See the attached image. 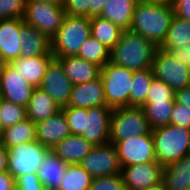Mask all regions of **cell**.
<instances>
[{
  "instance_id": "obj_30",
  "label": "cell",
  "mask_w": 190,
  "mask_h": 190,
  "mask_svg": "<svg viewBox=\"0 0 190 190\" xmlns=\"http://www.w3.org/2000/svg\"><path fill=\"white\" fill-rule=\"evenodd\" d=\"M174 104L175 101L145 102L142 109L151 130L170 125V118Z\"/></svg>"
},
{
  "instance_id": "obj_7",
  "label": "cell",
  "mask_w": 190,
  "mask_h": 190,
  "mask_svg": "<svg viewBox=\"0 0 190 190\" xmlns=\"http://www.w3.org/2000/svg\"><path fill=\"white\" fill-rule=\"evenodd\" d=\"M134 71L107 62L101 68L106 105L111 108L130 106V90Z\"/></svg>"
},
{
  "instance_id": "obj_29",
  "label": "cell",
  "mask_w": 190,
  "mask_h": 190,
  "mask_svg": "<svg viewBox=\"0 0 190 190\" xmlns=\"http://www.w3.org/2000/svg\"><path fill=\"white\" fill-rule=\"evenodd\" d=\"M179 47H190V21L174 15L165 40L159 48L170 52Z\"/></svg>"
},
{
  "instance_id": "obj_41",
  "label": "cell",
  "mask_w": 190,
  "mask_h": 190,
  "mask_svg": "<svg viewBox=\"0 0 190 190\" xmlns=\"http://www.w3.org/2000/svg\"><path fill=\"white\" fill-rule=\"evenodd\" d=\"M171 4L176 16L190 21V0H172Z\"/></svg>"
},
{
  "instance_id": "obj_39",
  "label": "cell",
  "mask_w": 190,
  "mask_h": 190,
  "mask_svg": "<svg viewBox=\"0 0 190 190\" xmlns=\"http://www.w3.org/2000/svg\"><path fill=\"white\" fill-rule=\"evenodd\" d=\"M16 190H45L37 173H29L15 179Z\"/></svg>"
},
{
  "instance_id": "obj_12",
  "label": "cell",
  "mask_w": 190,
  "mask_h": 190,
  "mask_svg": "<svg viewBox=\"0 0 190 190\" xmlns=\"http://www.w3.org/2000/svg\"><path fill=\"white\" fill-rule=\"evenodd\" d=\"M121 167L141 163L157 162L154 152L152 132L147 135L134 136L115 144Z\"/></svg>"
},
{
  "instance_id": "obj_48",
  "label": "cell",
  "mask_w": 190,
  "mask_h": 190,
  "mask_svg": "<svg viewBox=\"0 0 190 190\" xmlns=\"http://www.w3.org/2000/svg\"><path fill=\"white\" fill-rule=\"evenodd\" d=\"M143 190H165V186H164V183L161 182V183H159L157 185L145 188Z\"/></svg>"
},
{
  "instance_id": "obj_17",
  "label": "cell",
  "mask_w": 190,
  "mask_h": 190,
  "mask_svg": "<svg viewBox=\"0 0 190 190\" xmlns=\"http://www.w3.org/2000/svg\"><path fill=\"white\" fill-rule=\"evenodd\" d=\"M24 24L22 18L0 20V52L7 64L20 57V32Z\"/></svg>"
},
{
  "instance_id": "obj_33",
  "label": "cell",
  "mask_w": 190,
  "mask_h": 190,
  "mask_svg": "<svg viewBox=\"0 0 190 190\" xmlns=\"http://www.w3.org/2000/svg\"><path fill=\"white\" fill-rule=\"evenodd\" d=\"M77 56L102 68L110 61V50L90 36L81 45Z\"/></svg>"
},
{
  "instance_id": "obj_18",
  "label": "cell",
  "mask_w": 190,
  "mask_h": 190,
  "mask_svg": "<svg viewBox=\"0 0 190 190\" xmlns=\"http://www.w3.org/2000/svg\"><path fill=\"white\" fill-rule=\"evenodd\" d=\"M96 106H107L103 82L100 77L87 83L73 85L66 107L88 109Z\"/></svg>"
},
{
  "instance_id": "obj_27",
  "label": "cell",
  "mask_w": 190,
  "mask_h": 190,
  "mask_svg": "<svg viewBox=\"0 0 190 190\" xmlns=\"http://www.w3.org/2000/svg\"><path fill=\"white\" fill-rule=\"evenodd\" d=\"M36 140V123L25 119L2 130L0 141L7 148Z\"/></svg>"
},
{
  "instance_id": "obj_36",
  "label": "cell",
  "mask_w": 190,
  "mask_h": 190,
  "mask_svg": "<svg viewBox=\"0 0 190 190\" xmlns=\"http://www.w3.org/2000/svg\"><path fill=\"white\" fill-rule=\"evenodd\" d=\"M26 0H0V20L22 18L25 14Z\"/></svg>"
},
{
  "instance_id": "obj_8",
  "label": "cell",
  "mask_w": 190,
  "mask_h": 190,
  "mask_svg": "<svg viewBox=\"0 0 190 190\" xmlns=\"http://www.w3.org/2000/svg\"><path fill=\"white\" fill-rule=\"evenodd\" d=\"M65 15L63 5L26 0L23 20L25 24L38 29L51 39L61 27Z\"/></svg>"
},
{
  "instance_id": "obj_19",
  "label": "cell",
  "mask_w": 190,
  "mask_h": 190,
  "mask_svg": "<svg viewBox=\"0 0 190 190\" xmlns=\"http://www.w3.org/2000/svg\"><path fill=\"white\" fill-rule=\"evenodd\" d=\"M68 79L75 84L87 83L100 77L101 67L76 56L56 58Z\"/></svg>"
},
{
  "instance_id": "obj_6",
  "label": "cell",
  "mask_w": 190,
  "mask_h": 190,
  "mask_svg": "<svg viewBox=\"0 0 190 190\" xmlns=\"http://www.w3.org/2000/svg\"><path fill=\"white\" fill-rule=\"evenodd\" d=\"M151 132L142 107L126 106L113 108L110 118L109 142L115 144L134 136Z\"/></svg>"
},
{
  "instance_id": "obj_50",
  "label": "cell",
  "mask_w": 190,
  "mask_h": 190,
  "mask_svg": "<svg viewBox=\"0 0 190 190\" xmlns=\"http://www.w3.org/2000/svg\"><path fill=\"white\" fill-rule=\"evenodd\" d=\"M7 63L5 62V60L3 59V57H2V54H1V52H0V72L5 68V65H6Z\"/></svg>"
},
{
  "instance_id": "obj_25",
  "label": "cell",
  "mask_w": 190,
  "mask_h": 190,
  "mask_svg": "<svg viewBox=\"0 0 190 190\" xmlns=\"http://www.w3.org/2000/svg\"><path fill=\"white\" fill-rule=\"evenodd\" d=\"M137 2L138 0H107L100 17L111 21L123 30L130 29Z\"/></svg>"
},
{
  "instance_id": "obj_42",
  "label": "cell",
  "mask_w": 190,
  "mask_h": 190,
  "mask_svg": "<svg viewBox=\"0 0 190 190\" xmlns=\"http://www.w3.org/2000/svg\"><path fill=\"white\" fill-rule=\"evenodd\" d=\"M174 101L190 112V86L174 91Z\"/></svg>"
},
{
  "instance_id": "obj_20",
  "label": "cell",
  "mask_w": 190,
  "mask_h": 190,
  "mask_svg": "<svg viewBox=\"0 0 190 190\" xmlns=\"http://www.w3.org/2000/svg\"><path fill=\"white\" fill-rule=\"evenodd\" d=\"M53 58L54 56L52 54L34 57H19L10 64L21 73L28 83L38 88L45 75L47 66Z\"/></svg>"
},
{
  "instance_id": "obj_14",
  "label": "cell",
  "mask_w": 190,
  "mask_h": 190,
  "mask_svg": "<svg viewBox=\"0 0 190 190\" xmlns=\"http://www.w3.org/2000/svg\"><path fill=\"white\" fill-rule=\"evenodd\" d=\"M34 89L11 64L0 72V98L27 107Z\"/></svg>"
},
{
  "instance_id": "obj_10",
  "label": "cell",
  "mask_w": 190,
  "mask_h": 190,
  "mask_svg": "<svg viewBox=\"0 0 190 190\" xmlns=\"http://www.w3.org/2000/svg\"><path fill=\"white\" fill-rule=\"evenodd\" d=\"M151 69L155 78L165 82L174 91L190 86V65H184L159 47L154 54Z\"/></svg>"
},
{
  "instance_id": "obj_4",
  "label": "cell",
  "mask_w": 190,
  "mask_h": 190,
  "mask_svg": "<svg viewBox=\"0 0 190 190\" xmlns=\"http://www.w3.org/2000/svg\"><path fill=\"white\" fill-rule=\"evenodd\" d=\"M90 36V17L66 14L61 27L51 38L52 55L54 58L76 56Z\"/></svg>"
},
{
  "instance_id": "obj_34",
  "label": "cell",
  "mask_w": 190,
  "mask_h": 190,
  "mask_svg": "<svg viewBox=\"0 0 190 190\" xmlns=\"http://www.w3.org/2000/svg\"><path fill=\"white\" fill-rule=\"evenodd\" d=\"M25 119H27L26 107L0 98V122L2 130Z\"/></svg>"
},
{
  "instance_id": "obj_23",
  "label": "cell",
  "mask_w": 190,
  "mask_h": 190,
  "mask_svg": "<svg viewBox=\"0 0 190 190\" xmlns=\"http://www.w3.org/2000/svg\"><path fill=\"white\" fill-rule=\"evenodd\" d=\"M21 50L20 57H34L52 54L51 39L38 29L24 24L20 32Z\"/></svg>"
},
{
  "instance_id": "obj_28",
  "label": "cell",
  "mask_w": 190,
  "mask_h": 190,
  "mask_svg": "<svg viewBox=\"0 0 190 190\" xmlns=\"http://www.w3.org/2000/svg\"><path fill=\"white\" fill-rule=\"evenodd\" d=\"M91 36L111 50L119 41L123 29L111 21L94 16L90 18Z\"/></svg>"
},
{
  "instance_id": "obj_40",
  "label": "cell",
  "mask_w": 190,
  "mask_h": 190,
  "mask_svg": "<svg viewBox=\"0 0 190 190\" xmlns=\"http://www.w3.org/2000/svg\"><path fill=\"white\" fill-rule=\"evenodd\" d=\"M170 124L190 130V112L184 108V105L175 102L172 108Z\"/></svg>"
},
{
  "instance_id": "obj_15",
  "label": "cell",
  "mask_w": 190,
  "mask_h": 190,
  "mask_svg": "<svg viewBox=\"0 0 190 190\" xmlns=\"http://www.w3.org/2000/svg\"><path fill=\"white\" fill-rule=\"evenodd\" d=\"M163 166L158 162L122 167L121 175L126 190H143L162 182Z\"/></svg>"
},
{
  "instance_id": "obj_49",
  "label": "cell",
  "mask_w": 190,
  "mask_h": 190,
  "mask_svg": "<svg viewBox=\"0 0 190 190\" xmlns=\"http://www.w3.org/2000/svg\"><path fill=\"white\" fill-rule=\"evenodd\" d=\"M38 1L53 3L56 5H63V3H64V0H38Z\"/></svg>"
},
{
  "instance_id": "obj_24",
  "label": "cell",
  "mask_w": 190,
  "mask_h": 190,
  "mask_svg": "<svg viewBox=\"0 0 190 190\" xmlns=\"http://www.w3.org/2000/svg\"><path fill=\"white\" fill-rule=\"evenodd\" d=\"M162 182L165 190H189L190 155L163 166Z\"/></svg>"
},
{
  "instance_id": "obj_9",
  "label": "cell",
  "mask_w": 190,
  "mask_h": 190,
  "mask_svg": "<svg viewBox=\"0 0 190 190\" xmlns=\"http://www.w3.org/2000/svg\"><path fill=\"white\" fill-rule=\"evenodd\" d=\"M49 150L37 140L9 148L8 172L15 179L29 173H37Z\"/></svg>"
},
{
  "instance_id": "obj_2",
  "label": "cell",
  "mask_w": 190,
  "mask_h": 190,
  "mask_svg": "<svg viewBox=\"0 0 190 190\" xmlns=\"http://www.w3.org/2000/svg\"><path fill=\"white\" fill-rule=\"evenodd\" d=\"M157 46L139 33L123 30L119 41L110 50V61L132 71H142L152 67Z\"/></svg>"
},
{
  "instance_id": "obj_11",
  "label": "cell",
  "mask_w": 190,
  "mask_h": 190,
  "mask_svg": "<svg viewBox=\"0 0 190 190\" xmlns=\"http://www.w3.org/2000/svg\"><path fill=\"white\" fill-rule=\"evenodd\" d=\"M93 178L121 174L117 149L113 143L94 146L80 163Z\"/></svg>"
},
{
  "instance_id": "obj_31",
  "label": "cell",
  "mask_w": 190,
  "mask_h": 190,
  "mask_svg": "<svg viewBox=\"0 0 190 190\" xmlns=\"http://www.w3.org/2000/svg\"><path fill=\"white\" fill-rule=\"evenodd\" d=\"M153 78L154 75L151 68L134 71L130 90V106L142 107L145 104Z\"/></svg>"
},
{
  "instance_id": "obj_38",
  "label": "cell",
  "mask_w": 190,
  "mask_h": 190,
  "mask_svg": "<svg viewBox=\"0 0 190 190\" xmlns=\"http://www.w3.org/2000/svg\"><path fill=\"white\" fill-rule=\"evenodd\" d=\"M67 15L92 17V0H64Z\"/></svg>"
},
{
  "instance_id": "obj_13",
  "label": "cell",
  "mask_w": 190,
  "mask_h": 190,
  "mask_svg": "<svg viewBox=\"0 0 190 190\" xmlns=\"http://www.w3.org/2000/svg\"><path fill=\"white\" fill-rule=\"evenodd\" d=\"M73 83L64 73L61 63L53 58L47 66L38 88L45 91L60 108L68 106Z\"/></svg>"
},
{
  "instance_id": "obj_44",
  "label": "cell",
  "mask_w": 190,
  "mask_h": 190,
  "mask_svg": "<svg viewBox=\"0 0 190 190\" xmlns=\"http://www.w3.org/2000/svg\"><path fill=\"white\" fill-rule=\"evenodd\" d=\"M0 190H16L15 178L8 172H0Z\"/></svg>"
},
{
  "instance_id": "obj_3",
  "label": "cell",
  "mask_w": 190,
  "mask_h": 190,
  "mask_svg": "<svg viewBox=\"0 0 190 190\" xmlns=\"http://www.w3.org/2000/svg\"><path fill=\"white\" fill-rule=\"evenodd\" d=\"M174 10L169 4H147L137 2L130 30L139 33L159 47L170 28Z\"/></svg>"
},
{
  "instance_id": "obj_37",
  "label": "cell",
  "mask_w": 190,
  "mask_h": 190,
  "mask_svg": "<svg viewBox=\"0 0 190 190\" xmlns=\"http://www.w3.org/2000/svg\"><path fill=\"white\" fill-rule=\"evenodd\" d=\"M89 190H126L121 174L95 177L92 179Z\"/></svg>"
},
{
  "instance_id": "obj_5",
  "label": "cell",
  "mask_w": 190,
  "mask_h": 190,
  "mask_svg": "<svg viewBox=\"0 0 190 190\" xmlns=\"http://www.w3.org/2000/svg\"><path fill=\"white\" fill-rule=\"evenodd\" d=\"M157 162L166 166L188 155L190 130L178 125H167L151 130Z\"/></svg>"
},
{
  "instance_id": "obj_16",
  "label": "cell",
  "mask_w": 190,
  "mask_h": 190,
  "mask_svg": "<svg viewBox=\"0 0 190 190\" xmlns=\"http://www.w3.org/2000/svg\"><path fill=\"white\" fill-rule=\"evenodd\" d=\"M70 135L68 121L62 109L48 119L36 123V140L50 150Z\"/></svg>"
},
{
  "instance_id": "obj_35",
  "label": "cell",
  "mask_w": 190,
  "mask_h": 190,
  "mask_svg": "<svg viewBox=\"0 0 190 190\" xmlns=\"http://www.w3.org/2000/svg\"><path fill=\"white\" fill-rule=\"evenodd\" d=\"M174 101V90L165 82L153 78L146 102Z\"/></svg>"
},
{
  "instance_id": "obj_21",
  "label": "cell",
  "mask_w": 190,
  "mask_h": 190,
  "mask_svg": "<svg viewBox=\"0 0 190 190\" xmlns=\"http://www.w3.org/2000/svg\"><path fill=\"white\" fill-rule=\"evenodd\" d=\"M93 147L82 136L70 135L57 143L51 151L67 164H80Z\"/></svg>"
},
{
  "instance_id": "obj_43",
  "label": "cell",
  "mask_w": 190,
  "mask_h": 190,
  "mask_svg": "<svg viewBox=\"0 0 190 190\" xmlns=\"http://www.w3.org/2000/svg\"><path fill=\"white\" fill-rule=\"evenodd\" d=\"M169 53L184 65H190V47L174 48Z\"/></svg>"
},
{
  "instance_id": "obj_46",
  "label": "cell",
  "mask_w": 190,
  "mask_h": 190,
  "mask_svg": "<svg viewBox=\"0 0 190 190\" xmlns=\"http://www.w3.org/2000/svg\"><path fill=\"white\" fill-rule=\"evenodd\" d=\"M107 0H92V17L100 16Z\"/></svg>"
},
{
  "instance_id": "obj_32",
  "label": "cell",
  "mask_w": 190,
  "mask_h": 190,
  "mask_svg": "<svg viewBox=\"0 0 190 190\" xmlns=\"http://www.w3.org/2000/svg\"><path fill=\"white\" fill-rule=\"evenodd\" d=\"M93 177L80 164H68L58 190H89Z\"/></svg>"
},
{
  "instance_id": "obj_51",
  "label": "cell",
  "mask_w": 190,
  "mask_h": 190,
  "mask_svg": "<svg viewBox=\"0 0 190 190\" xmlns=\"http://www.w3.org/2000/svg\"><path fill=\"white\" fill-rule=\"evenodd\" d=\"M1 133H2V129H1V122H0V136H1Z\"/></svg>"
},
{
  "instance_id": "obj_26",
  "label": "cell",
  "mask_w": 190,
  "mask_h": 190,
  "mask_svg": "<svg viewBox=\"0 0 190 190\" xmlns=\"http://www.w3.org/2000/svg\"><path fill=\"white\" fill-rule=\"evenodd\" d=\"M61 108L57 103L43 90L35 88L26 107L27 118L34 123L48 119L59 112Z\"/></svg>"
},
{
  "instance_id": "obj_45",
  "label": "cell",
  "mask_w": 190,
  "mask_h": 190,
  "mask_svg": "<svg viewBox=\"0 0 190 190\" xmlns=\"http://www.w3.org/2000/svg\"><path fill=\"white\" fill-rule=\"evenodd\" d=\"M8 171V149L0 141V172Z\"/></svg>"
},
{
  "instance_id": "obj_47",
  "label": "cell",
  "mask_w": 190,
  "mask_h": 190,
  "mask_svg": "<svg viewBox=\"0 0 190 190\" xmlns=\"http://www.w3.org/2000/svg\"><path fill=\"white\" fill-rule=\"evenodd\" d=\"M139 2L147 4H169L172 3V0H138Z\"/></svg>"
},
{
  "instance_id": "obj_1",
  "label": "cell",
  "mask_w": 190,
  "mask_h": 190,
  "mask_svg": "<svg viewBox=\"0 0 190 190\" xmlns=\"http://www.w3.org/2000/svg\"><path fill=\"white\" fill-rule=\"evenodd\" d=\"M61 109L67 118L71 135L82 136L93 146L109 142L110 118L113 108L96 106L88 109L77 107Z\"/></svg>"
},
{
  "instance_id": "obj_22",
  "label": "cell",
  "mask_w": 190,
  "mask_h": 190,
  "mask_svg": "<svg viewBox=\"0 0 190 190\" xmlns=\"http://www.w3.org/2000/svg\"><path fill=\"white\" fill-rule=\"evenodd\" d=\"M67 163L49 150L38 169V177L45 190H58L65 177Z\"/></svg>"
}]
</instances>
